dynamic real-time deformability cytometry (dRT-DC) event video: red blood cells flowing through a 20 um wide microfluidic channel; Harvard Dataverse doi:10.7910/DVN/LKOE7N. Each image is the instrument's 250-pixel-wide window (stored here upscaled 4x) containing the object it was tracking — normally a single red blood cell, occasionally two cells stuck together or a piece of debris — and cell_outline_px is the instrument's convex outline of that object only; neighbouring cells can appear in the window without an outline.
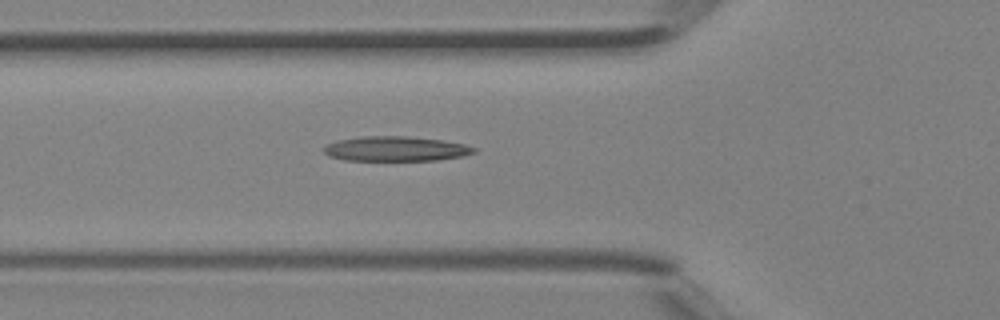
{"species": "Egyptian fruit bat (a non-hibernating species)", "species_latin": "Rousettus aegyptiacus", "temperature_condition": "room temperature", "stored_images_in_passage": 30, "camera_frame_rate_fps": 3000, "um_per_image_px": 0.085, "animal": {"sex": "female"}, "frame": {"image": 1, "passage_image": 2, "time_ms": 0.333, "image_size_px": [1000, 320], "cell_outline_px": [[476, 152], [464, 156], [436, 160], [344, 160], [328, 156], [324, 152], [324, 144], [336, 140], [360, 136], [408, 136], [440, 140], [464, 144], [476, 148]], "centroid_in_image_um": [33.59, 12.64], "position_along_channel_um": 92.2, "area_um2": 21.79}}
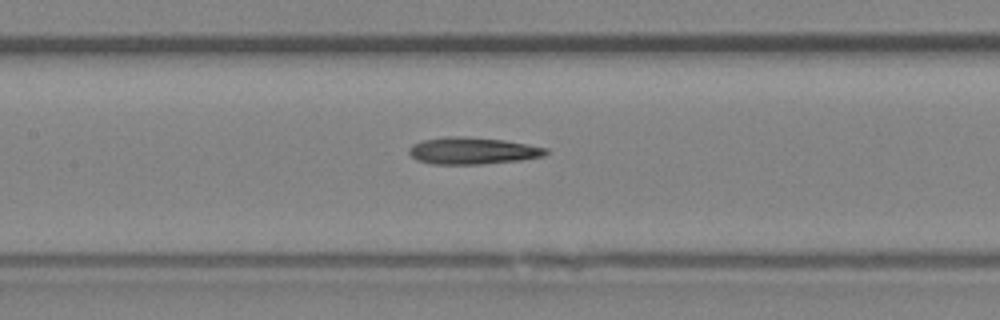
{"frame": {"image": 2, "passage_image": 7, "time_ms": 2.0, "image_size_px": [1000, 320], "cell_outline_px": [[548, 152], [544, 156], [520, 160], [480, 164], [432, 164], [416, 160], [408, 152], [408, 148], [412, 144], [424, 140], [448, 136], [464, 136], [504, 140], [548, 148]], "centroid_in_image_um": [40.15, 12.81], "position_along_channel_um": 167.3, "area_um2": 21.44}}
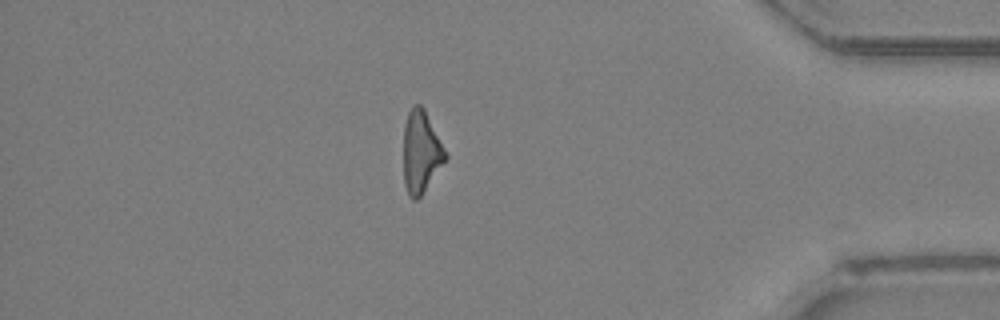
{"frame": {"image": 3, "passage_image": 25, "time_ms": 8.0, "image_size_px": [1000, 320], "cell_outline_px": [[448, 156], [420, 196], [416, 200], [412, 200], [408, 196], [404, 184], [404, 124], [408, 112], [412, 104], [420, 104], [424, 108]], "centroid_in_image_um": [35.76, 12.89], "position_along_channel_um": 399.4, "area_um2": 19.83}}